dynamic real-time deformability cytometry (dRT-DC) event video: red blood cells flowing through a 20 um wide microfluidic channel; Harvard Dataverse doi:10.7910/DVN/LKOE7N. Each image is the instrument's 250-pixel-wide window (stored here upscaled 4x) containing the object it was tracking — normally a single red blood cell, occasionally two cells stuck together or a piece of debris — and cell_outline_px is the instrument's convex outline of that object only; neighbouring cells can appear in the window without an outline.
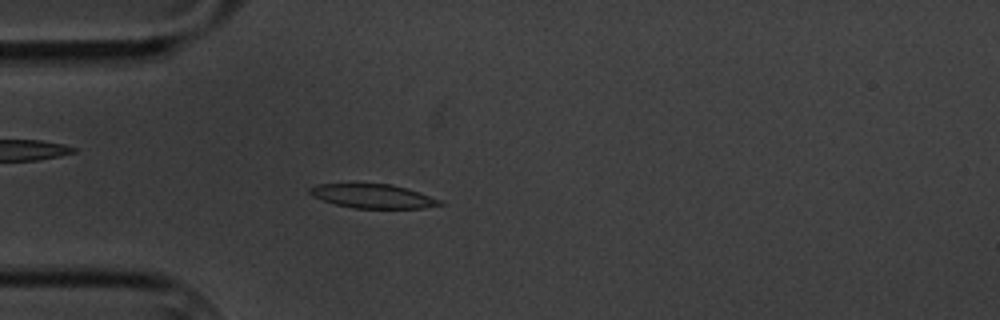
{"species": "common noctule bat (a hibernating species)", "species_latin": "Nyctalus noctula", "temperature_condition": "cold", "stored_images_in_passage": 4, "camera_frame_rate_fps": 3000, "um_per_image_px": 0.085, "animal": {"sex": "male", "body_mass_g": 20.1, "forearm_length_mm": 53.5}, "frame": {"image": 1, "passage_image": 4, "time_ms": 3.333, "image_size_px": [1000, 320], "cell_outline_px": [[444, 204], [424, 208], [352, 208], [336, 204], [312, 196], [308, 192], [308, 188], [316, 184], [392, 184], [420, 192], [444, 200]], "centroid_in_image_um": [31.74, 16.67], "position_along_channel_um": 53.3, "area_um2": 18.26}}